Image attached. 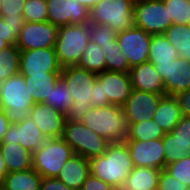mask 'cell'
<instances>
[{
    "instance_id": "obj_19",
    "label": "cell",
    "mask_w": 190,
    "mask_h": 190,
    "mask_svg": "<svg viewBox=\"0 0 190 190\" xmlns=\"http://www.w3.org/2000/svg\"><path fill=\"white\" fill-rule=\"evenodd\" d=\"M47 139L32 118L28 117L21 122L11 124L2 143H20L23 148L34 153Z\"/></svg>"
},
{
    "instance_id": "obj_41",
    "label": "cell",
    "mask_w": 190,
    "mask_h": 190,
    "mask_svg": "<svg viewBox=\"0 0 190 190\" xmlns=\"http://www.w3.org/2000/svg\"><path fill=\"white\" fill-rule=\"evenodd\" d=\"M188 188L165 169L161 170L158 190H187Z\"/></svg>"
},
{
    "instance_id": "obj_44",
    "label": "cell",
    "mask_w": 190,
    "mask_h": 190,
    "mask_svg": "<svg viewBox=\"0 0 190 190\" xmlns=\"http://www.w3.org/2000/svg\"><path fill=\"white\" fill-rule=\"evenodd\" d=\"M176 98L180 103L182 114L185 117H190V88L184 92L179 93Z\"/></svg>"
},
{
    "instance_id": "obj_26",
    "label": "cell",
    "mask_w": 190,
    "mask_h": 190,
    "mask_svg": "<svg viewBox=\"0 0 190 190\" xmlns=\"http://www.w3.org/2000/svg\"><path fill=\"white\" fill-rule=\"evenodd\" d=\"M42 176L34 169L7 173L2 185L5 190H40Z\"/></svg>"
},
{
    "instance_id": "obj_14",
    "label": "cell",
    "mask_w": 190,
    "mask_h": 190,
    "mask_svg": "<svg viewBox=\"0 0 190 190\" xmlns=\"http://www.w3.org/2000/svg\"><path fill=\"white\" fill-rule=\"evenodd\" d=\"M118 44L128 58L130 68L148 61L152 35L143 29L132 27L117 34Z\"/></svg>"
},
{
    "instance_id": "obj_37",
    "label": "cell",
    "mask_w": 190,
    "mask_h": 190,
    "mask_svg": "<svg viewBox=\"0 0 190 190\" xmlns=\"http://www.w3.org/2000/svg\"><path fill=\"white\" fill-rule=\"evenodd\" d=\"M25 21L45 22L48 19L46 0H26L23 9Z\"/></svg>"
},
{
    "instance_id": "obj_15",
    "label": "cell",
    "mask_w": 190,
    "mask_h": 190,
    "mask_svg": "<svg viewBox=\"0 0 190 190\" xmlns=\"http://www.w3.org/2000/svg\"><path fill=\"white\" fill-rule=\"evenodd\" d=\"M124 141L128 145L134 167L165 169V152L162 139Z\"/></svg>"
},
{
    "instance_id": "obj_11",
    "label": "cell",
    "mask_w": 190,
    "mask_h": 190,
    "mask_svg": "<svg viewBox=\"0 0 190 190\" xmlns=\"http://www.w3.org/2000/svg\"><path fill=\"white\" fill-rule=\"evenodd\" d=\"M58 27L52 23L25 21L18 35L16 46L22 50L55 48Z\"/></svg>"
},
{
    "instance_id": "obj_24",
    "label": "cell",
    "mask_w": 190,
    "mask_h": 190,
    "mask_svg": "<svg viewBox=\"0 0 190 190\" xmlns=\"http://www.w3.org/2000/svg\"><path fill=\"white\" fill-rule=\"evenodd\" d=\"M0 153L5 161L7 173L33 168V153L20 143H1Z\"/></svg>"
},
{
    "instance_id": "obj_28",
    "label": "cell",
    "mask_w": 190,
    "mask_h": 190,
    "mask_svg": "<svg viewBox=\"0 0 190 190\" xmlns=\"http://www.w3.org/2000/svg\"><path fill=\"white\" fill-rule=\"evenodd\" d=\"M178 57V51L173 47L164 34L152 35L148 61L153 64H166L172 63Z\"/></svg>"
},
{
    "instance_id": "obj_21",
    "label": "cell",
    "mask_w": 190,
    "mask_h": 190,
    "mask_svg": "<svg viewBox=\"0 0 190 190\" xmlns=\"http://www.w3.org/2000/svg\"><path fill=\"white\" fill-rule=\"evenodd\" d=\"M129 74L133 90L165 94L164 81L152 62L132 67Z\"/></svg>"
},
{
    "instance_id": "obj_6",
    "label": "cell",
    "mask_w": 190,
    "mask_h": 190,
    "mask_svg": "<svg viewBox=\"0 0 190 190\" xmlns=\"http://www.w3.org/2000/svg\"><path fill=\"white\" fill-rule=\"evenodd\" d=\"M135 0H101L90 10V22L107 25L117 33L135 26Z\"/></svg>"
},
{
    "instance_id": "obj_39",
    "label": "cell",
    "mask_w": 190,
    "mask_h": 190,
    "mask_svg": "<svg viewBox=\"0 0 190 190\" xmlns=\"http://www.w3.org/2000/svg\"><path fill=\"white\" fill-rule=\"evenodd\" d=\"M165 170L190 189V155H186L179 161L167 165Z\"/></svg>"
},
{
    "instance_id": "obj_47",
    "label": "cell",
    "mask_w": 190,
    "mask_h": 190,
    "mask_svg": "<svg viewBox=\"0 0 190 190\" xmlns=\"http://www.w3.org/2000/svg\"><path fill=\"white\" fill-rule=\"evenodd\" d=\"M76 1H79L83 6L91 10L101 0H76Z\"/></svg>"
},
{
    "instance_id": "obj_50",
    "label": "cell",
    "mask_w": 190,
    "mask_h": 190,
    "mask_svg": "<svg viewBox=\"0 0 190 190\" xmlns=\"http://www.w3.org/2000/svg\"><path fill=\"white\" fill-rule=\"evenodd\" d=\"M0 190H5V188L2 184H0Z\"/></svg>"
},
{
    "instance_id": "obj_45",
    "label": "cell",
    "mask_w": 190,
    "mask_h": 190,
    "mask_svg": "<svg viewBox=\"0 0 190 190\" xmlns=\"http://www.w3.org/2000/svg\"><path fill=\"white\" fill-rule=\"evenodd\" d=\"M12 123L8 120L5 111L0 108V144L3 142L4 136Z\"/></svg>"
},
{
    "instance_id": "obj_49",
    "label": "cell",
    "mask_w": 190,
    "mask_h": 190,
    "mask_svg": "<svg viewBox=\"0 0 190 190\" xmlns=\"http://www.w3.org/2000/svg\"><path fill=\"white\" fill-rule=\"evenodd\" d=\"M3 3H4V0H0V10H1V7L3 6Z\"/></svg>"
},
{
    "instance_id": "obj_16",
    "label": "cell",
    "mask_w": 190,
    "mask_h": 190,
    "mask_svg": "<svg viewBox=\"0 0 190 190\" xmlns=\"http://www.w3.org/2000/svg\"><path fill=\"white\" fill-rule=\"evenodd\" d=\"M154 65L164 81L165 95L177 96L190 88V60L178 57L172 63Z\"/></svg>"
},
{
    "instance_id": "obj_2",
    "label": "cell",
    "mask_w": 190,
    "mask_h": 190,
    "mask_svg": "<svg viewBox=\"0 0 190 190\" xmlns=\"http://www.w3.org/2000/svg\"><path fill=\"white\" fill-rule=\"evenodd\" d=\"M80 122L108 142H123L128 135V124L122 106L92 107Z\"/></svg>"
},
{
    "instance_id": "obj_1",
    "label": "cell",
    "mask_w": 190,
    "mask_h": 190,
    "mask_svg": "<svg viewBox=\"0 0 190 190\" xmlns=\"http://www.w3.org/2000/svg\"><path fill=\"white\" fill-rule=\"evenodd\" d=\"M89 163L90 174L118 190L134 169L125 141L109 143L106 152L89 159Z\"/></svg>"
},
{
    "instance_id": "obj_30",
    "label": "cell",
    "mask_w": 190,
    "mask_h": 190,
    "mask_svg": "<svg viewBox=\"0 0 190 190\" xmlns=\"http://www.w3.org/2000/svg\"><path fill=\"white\" fill-rule=\"evenodd\" d=\"M179 57L190 60V25L172 24L164 33Z\"/></svg>"
},
{
    "instance_id": "obj_13",
    "label": "cell",
    "mask_w": 190,
    "mask_h": 190,
    "mask_svg": "<svg viewBox=\"0 0 190 190\" xmlns=\"http://www.w3.org/2000/svg\"><path fill=\"white\" fill-rule=\"evenodd\" d=\"M47 21L57 27L70 24H88L90 9L76 0H46Z\"/></svg>"
},
{
    "instance_id": "obj_29",
    "label": "cell",
    "mask_w": 190,
    "mask_h": 190,
    "mask_svg": "<svg viewBox=\"0 0 190 190\" xmlns=\"http://www.w3.org/2000/svg\"><path fill=\"white\" fill-rule=\"evenodd\" d=\"M76 66L97 74L106 71V60L102 47L89 41Z\"/></svg>"
},
{
    "instance_id": "obj_35",
    "label": "cell",
    "mask_w": 190,
    "mask_h": 190,
    "mask_svg": "<svg viewBox=\"0 0 190 190\" xmlns=\"http://www.w3.org/2000/svg\"><path fill=\"white\" fill-rule=\"evenodd\" d=\"M173 24L190 25V2L187 0H163Z\"/></svg>"
},
{
    "instance_id": "obj_27",
    "label": "cell",
    "mask_w": 190,
    "mask_h": 190,
    "mask_svg": "<svg viewBox=\"0 0 190 190\" xmlns=\"http://www.w3.org/2000/svg\"><path fill=\"white\" fill-rule=\"evenodd\" d=\"M61 77V73H46L45 75H32L24 77L27 88L35 103H42L46 98H50L52 89Z\"/></svg>"
},
{
    "instance_id": "obj_40",
    "label": "cell",
    "mask_w": 190,
    "mask_h": 190,
    "mask_svg": "<svg viewBox=\"0 0 190 190\" xmlns=\"http://www.w3.org/2000/svg\"><path fill=\"white\" fill-rule=\"evenodd\" d=\"M21 26V23L7 21L0 17V38L9 45H16Z\"/></svg>"
},
{
    "instance_id": "obj_9",
    "label": "cell",
    "mask_w": 190,
    "mask_h": 190,
    "mask_svg": "<svg viewBox=\"0 0 190 190\" xmlns=\"http://www.w3.org/2000/svg\"><path fill=\"white\" fill-rule=\"evenodd\" d=\"M62 138L71 146L75 154L86 159L104 154L110 143L80 121L73 120H66Z\"/></svg>"
},
{
    "instance_id": "obj_42",
    "label": "cell",
    "mask_w": 190,
    "mask_h": 190,
    "mask_svg": "<svg viewBox=\"0 0 190 190\" xmlns=\"http://www.w3.org/2000/svg\"><path fill=\"white\" fill-rule=\"evenodd\" d=\"M80 190H118L113 186L105 183L100 178L90 174L81 186Z\"/></svg>"
},
{
    "instance_id": "obj_23",
    "label": "cell",
    "mask_w": 190,
    "mask_h": 190,
    "mask_svg": "<svg viewBox=\"0 0 190 190\" xmlns=\"http://www.w3.org/2000/svg\"><path fill=\"white\" fill-rule=\"evenodd\" d=\"M182 117V110L176 96L164 95L161 98L152 119L164 130L165 133H169L179 123Z\"/></svg>"
},
{
    "instance_id": "obj_48",
    "label": "cell",
    "mask_w": 190,
    "mask_h": 190,
    "mask_svg": "<svg viewBox=\"0 0 190 190\" xmlns=\"http://www.w3.org/2000/svg\"><path fill=\"white\" fill-rule=\"evenodd\" d=\"M8 46L9 44L0 38V51Z\"/></svg>"
},
{
    "instance_id": "obj_10",
    "label": "cell",
    "mask_w": 190,
    "mask_h": 190,
    "mask_svg": "<svg viewBox=\"0 0 190 190\" xmlns=\"http://www.w3.org/2000/svg\"><path fill=\"white\" fill-rule=\"evenodd\" d=\"M135 26L151 35L164 34L173 24L163 0H135Z\"/></svg>"
},
{
    "instance_id": "obj_38",
    "label": "cell",
    "mask_w": 190,
    "mask_h": 190,
    "mask_svg": "<svg viewBox=\"0 0 190 190\" xmlns=\"http://www.w3.org/2000/svg\"><path fill=\"white\" fill-rule=\"evenodd\" d=\"M26 0H4L0 17L7 21L23 24L25 22L23 9Z\"/></svg>"
},
{
    "instance_id": "obj_32",
    "label": "cell",
    "mask_w": 190,
    "mask_h": 190,
    "mask_svg": "<svg viewBox=\"0 0 190 190\" xmlns=\"http://www.w3.org/2000/svg\"><path fill=\"white\" fill-rule=\"evenodd\" d=\"M21 50L9 45L0 51V86L2 82L20 71Z\"/></svg>"
},
{
    "instance_id": "obj_31",
    "label": "cell",
    "mask_w": 190,
    "mask_h": 190,
    "mask_svg": "<svg viewBox=\"0 0 190 190\" xmlns=\"http://www.w3.org/2000/svg\"><path fill=\"white\" fill-rule=\"evenodd\" d=\"M165 134L164 130L153 119H150L128 124V135L125 140H156L162 139Z\"/></svg>"
},
{
    "instance_id": "obj_22",
    "label": "cell",
    "mask_w": 190,
    "mask_h": 190,
    "mask_svg": "<svg viewBox=\"0 0 190 190\" xmlns=\"http://www.w3.org/2000/svg\"><path fill=\"white\" fill-rule=\"evenodd\" d=\"M89 175V159L74 154L68 159L56 178L65 183L70 189L80 190Z\"/></svg>"
},
{
    "instance_id": "obj_12",
    "label": "cell",
    "mask_w": 190,
    "mask_h": 190,
    "mask_svg": "<svg viewBox=\"0 0 190 190\" xmlns=\"http://www.w3.org/2000/svg\"><path fill=\"white\" fill-rule=\"evenodd\" d=\"M24 77L45 75L46 73H62L55 48L22 50L20 55V71Z\"/></svg>"
},
{
    "instance_id": "obj_17",
    "label": "cell",
    "mask_w": 190,
    "mask_h": 190,
    "mask_svg": "<svg viewBox=\"0 0 190 190\" xmlns=\"http://www.w3.org/2000/svg\"><path fill=\"white\" fill-rule=\"evenodd\" d=\"M164 95L132 90L131 95L122 106L127 124L140 123L152 119Z\"/></svg>"
},
{
    "instance_id": "obj_5",
    "label": "cell",
    "mask_w": 190,
    "mask_h": 190,
    "mask_svg": "<svg viewBox=\"0 0 190 190\" xmlns=\"http://www.w3.org/2000/svg\"><path fill=\"white\" fill-rule=\"evenodd\" d=\"M130 74L126 72L104 71L97 74L93 87V107L105 105L123 106L132 92Z\"/></svg>"
},
{
    "instance_id": "obj_4",
    "label": "cell",
    "mask_w": 190,
    "mask_h": 190,
    "mask_svg": "<svg viewBox=\"0 0 190 190\" xmlns=\"http://www.w3.org/2000/svg\"><path fill=\"white\" fill-rule=\"evenodd\" d=\"M34 104L23 75L17 73L2 82L0 86V108L5 111L12 124L30 117L31 108Z\"/></svg>"
},
{
    "instance_id": "obj_34",
    "label": "cell",
    "mask_w": 190,
    "mask_h": 190,
    "mask_svg": "<svg viewBox=\"0 0 190 190\" xmlns=\"http://www.w3.org/2000/svg\"><path fill=\"white\" fill-rule=\"evenodd\" d=\"M102 49L105 54L106 71L130 72L128 58L121 52L118 39H115L112 44L103 45Z\"/></svg>"
},
{
    "instance_id": "obj_25",
    "label": "cell",
    "mask_w": 190,
    "mask_h": 190,
    "mask_svg": "<svg viewBox=\"0 0 190 190\" xmlns=\"http://www.w3.org/2000/svg\"><path fill=\"white\" fill-rule=\"evenodd\" d=\"M160 176V169L134 167L119 190H158Z\"/></svg>"
},
{
    "instance_id": "obj_8",
    "label": "cell",
    "mask_w": 190,
    "mask_h": 190,
    "mask_svg": "<svg viewBox=\"0 0 190 190\" xmlns=\"http://www.w3.org/2000/svg\"><path fill=\"white\" fill-rule=\"evenodd\" d=\"M74 150L63 138H49L33 153V168L42 177H57Z\"/></svg>"
},
{
    "instance_id": "obj_18",
    "label": "cell",
    "mask_w": 190,
    "mask_h": 190,
    "mask_svg": "<svg viewBox=\"0 0 190 190\" xmlns=\"http://www.w3.org/2000/svg\"><path fill=\"white\" fill-rule=\"evenodd\" d=\"M165 152V168L190 155V117L183 116L179 123L162 138Z\"/></svg>"
},
{
    "instance_id": "obj_7",
    "label": "cell",
    "mask_w": 190,
    "mask_h": 190,
    "mask_svg": "<svg viewBox=\"0 0 190 190\" xmlns=\"http://www.w3.org/2000/svg\"><path fill=\"white\" fill-rule=\"evenodd\" d=\"M89 41L88 24L58 27L55 51L62 68L76 66Z\"/></svg>"
},
{
    "instance_id": "obj_46",
    "label": "cell",
    "mask_w": 190,
    "mask_h": 190,
    "mask_svg": "<svg viewBox=\"0 0 190 190\" xmlns=\"http://www.w3.org/2000/svg\"><path fill=\"white\" fill-rule=\"evenodd\" d=\"M6 174H7V167H6L5 161L2 158L1 153H0V184H2L3 179Z\"/></svg>"
},
{
    "instance_id": "obj_33",
    "label": "cell",
    "mask_w": 190,
    "mask_h": 190,
    "mask_svg": "<svg viewBox=\"0 0 190 190\" xmlns=\"http://www.w3.org/2000/svg\"><path fill=\"white\" fill-rule=\"evenodd\" d=\"M73 101L74 98L71 94V90L68 88L65 80L60 77L50 93V98H46L42 103L50 105L52 108L66 115Z\"/></svg>"
},
{
    "instance_id": "obj_20",
    "label": "cell",
    "mask_w": 190,
    "mask_h": 190,
    "mask_svg": "<svg viewBox=\"0 0 190 190\" xmlns=\"http://www.w3.org/2000/svg\"><path fill=\"white\" fill-rule=\"evenodd\" d=\"M30 117L42 133L49 138H62L66 115L44 103H35Z\"/></svg>"
},
{
    "instance_id": "obj_43",
    "label": "cell",
    "mask_w": 190,
    "mask_h": 190,
    "mask_svg": "<svg viewBox=\"0 0 190 190\" xmlns=\"http://www.w3.org/2000/svg\"><path fill=\"white\" fill-rule=\"evenodd\" d=\"M40 190H72L56 177H42Z\"/></svg>"
},
{
    "instance_id": "obj_36",
    "label": "cell",
    "mask_w": 190,
    "mask_h": 190,
    "mask_svg": "<svg viewBox=\"0 0 190 190\" xmlns=\"http://www.w3.org/2000/svg\"><path fill=\"white\" fill-rule=\"evenodd\" d=\"M90 41H93L98 46L112 44L117 39V32L109 28L107 25H102L94 22L88 23Z\"/></svg>"
},
{
    "instance_id": "obj_3",
    "label": "cell",
    "mask_w": 190,
    "mask_h": 190,
    "mask_svg": "<svg viewBox=\"0 0 190 190\" xmlns=\"http://www.w3.org/2000/svg\"><path fill=\"white\" fill-rule=\"evenodd\" d=\"M61 77L65 80L74 98L67 111V120L80 121L91 110L93 87L97 80V73L70 66L62 68Z\"/></svg>"
}]
</instances>
